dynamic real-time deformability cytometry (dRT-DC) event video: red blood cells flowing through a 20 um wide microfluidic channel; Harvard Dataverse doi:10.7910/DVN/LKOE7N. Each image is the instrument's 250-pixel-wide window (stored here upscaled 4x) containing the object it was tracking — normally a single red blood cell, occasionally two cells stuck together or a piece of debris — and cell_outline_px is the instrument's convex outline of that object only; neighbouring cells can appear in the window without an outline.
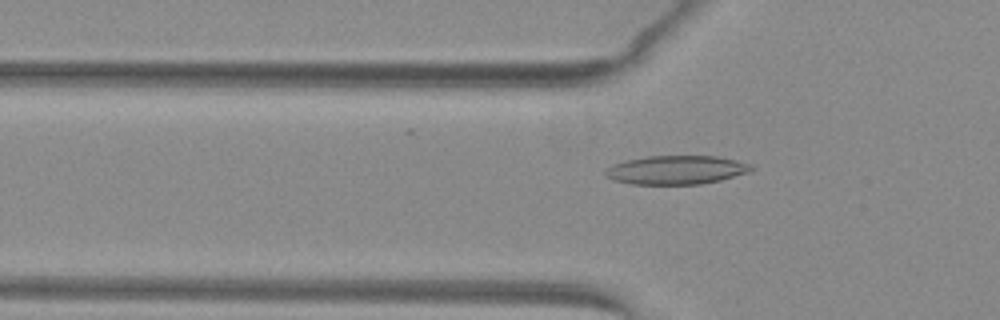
{"species": "common noctule bat (a hibernating species)", "species_latin": "Nyctalus noctula", "temperature_condition": "warm", "stored_images_in_passage": 52, "camera_frame_rate_fps": 3000, "um_per_image_px": 0.085, "animal": {"sex": "female", "body_mass_g": 29.2, "forearm_length_mm": 56.3}, "frame": {"image": 1, "passage_image": 18, "time_ms": 5.667, "image_size_px": [1000, 320], "cell_outline_px": [[756, 168], [752, 172], [720, 180], [700, 184], [632, 184], [612, 180], [604, 176], [604, 168], [612, 164], [628, 160], [648, 156], [716, 156], [736, 160], [752, 164]], "centroid_in_image_um": [57.49, 14.44], "position_along_channel_um": 68.3, "area_um2": 24.74}}
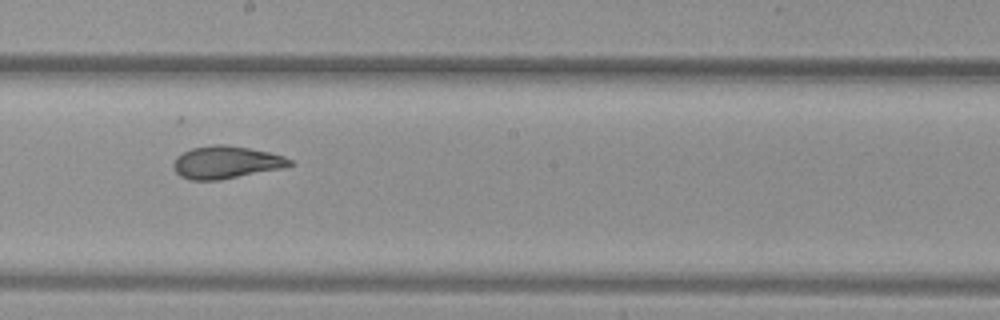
{"frame": {"image": 2, "passage_image": 30, "time_ms": 9.667, "image_size_px": [1000, 320], "cell_outline_px": [[296, 164], [284, 168], [220, 180], [192, 180], [180, 176], [176, 172], [172, 164], [176, 156], [192, 148], [212, 144], [224, 144], [248, 148], [268, 152], [284, 156], [292, 160]], "centroid_in_image_um": [19.23, 13.8], "position_along_channel_um": 229.0, "area_um2": 22.2}}
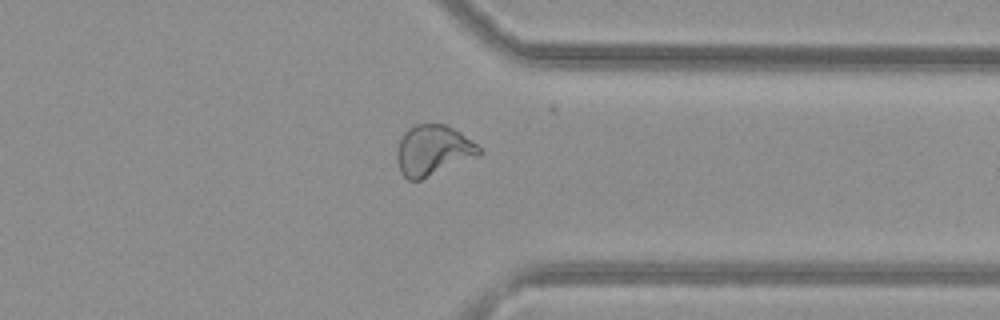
{"frame": {"image": 3, "passage_image": 41, "time_ms": 13.333, "image_size_px": [1000, 320], "cell_outline_px": [[484, 152], [476, 156], [420, 180], [408, 180], [400, 172], [396, 160], [396, 152], [400, 140], [404, 132], [408, 128], [416, 124], [444, 124], [460, 132], [476, 144]], "centroid_in_image_um": [36.76, 12.77], "position_along_channel_um": 374.6, "area_um2": 23.87}, "authors_computed_cell_mechanics": {"area_um2": 24.1604, "velocity_mm_per_s": 4.0239, "shape_relaxation_time_tau1_ms": 11.2283, "shape_relaxation_time_tau2_ms": 1.2612, "deformation_change_tau1": 0.2954, "deformation_change_tau2": 0.0757}}